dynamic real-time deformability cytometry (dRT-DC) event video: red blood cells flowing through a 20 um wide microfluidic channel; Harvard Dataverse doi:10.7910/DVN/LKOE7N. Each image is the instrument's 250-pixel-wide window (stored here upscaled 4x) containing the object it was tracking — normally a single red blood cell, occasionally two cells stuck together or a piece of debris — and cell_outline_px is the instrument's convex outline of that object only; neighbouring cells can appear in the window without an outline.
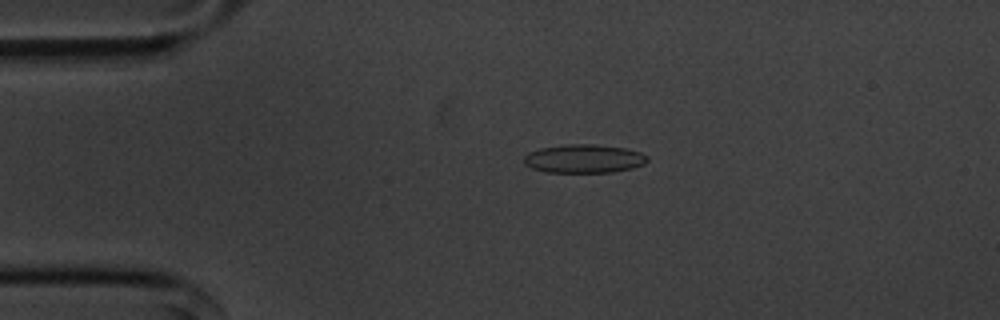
{"species": "common noctule bat (a hibernating species)", "species_latin": "Nyctalus noctula", "temperature_condition": "cold", "stored_images_in_passage": 47, "camera_frame_rate_fps": 3000, "um_per_image_px": 0.085, "animal": {"sex": "male", "body_mass_g": 20.1, "forearm_length_mm": 53.5}, "frame": {"image": 1, "passage_image": 3, "time_ms": 0.667, "image_size_px": [1000, 320], "cell_outline_px": [[648, 160], [644, 164], [632, 168], [612, 172], [544, 172], [532, 168], [524, 164], [524, 156], [528, 152], [540, 148], [568, 144], [592, 144], [624, 148], [640, 152], [648, 156]], "centroid_in_image_um": [49.62, 13.49], "position_along_channel_um": 35.4, "area_um2": 20.52}}
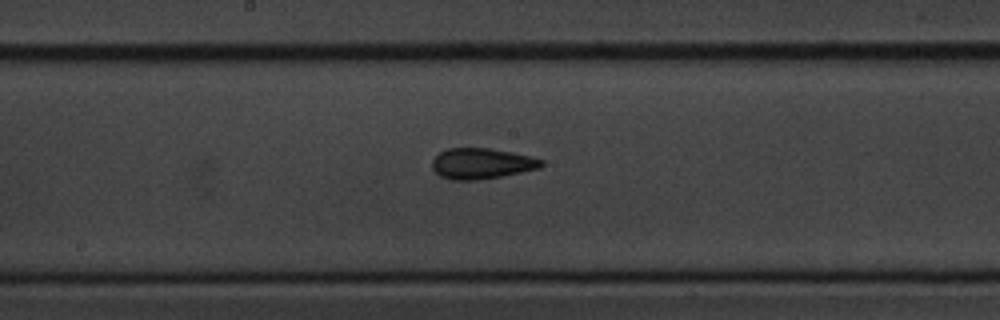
{"frame": {"image": 2, "passage_image": 20, "time_ms": 6.333, "image_size_px": [1000, 320], "cell_outline_px": [[544, 164], [540, 168], [500, 176], [476, 180], [452, 180], [440, 176], [432, 168], [432, 160], [440, 152], [448, 148], [488, 148], [512, 152], [544, 160]], "centroid_in_image_um": [40.92, 13.9], "position_along_channel_um": 207.3, "area_um2": 19.42}}
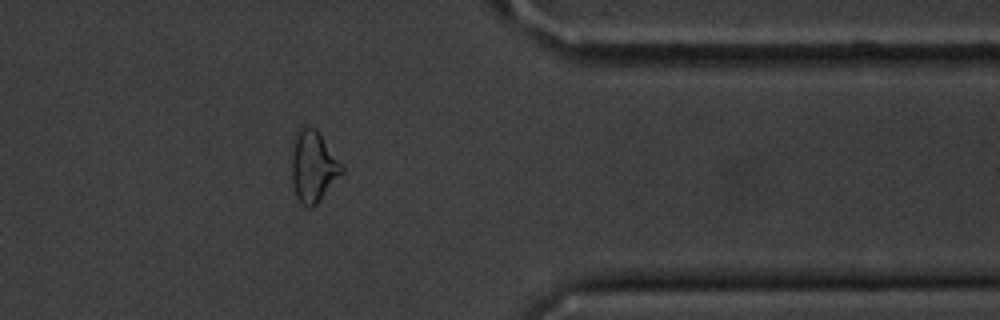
{"frame": {"image": 3, "passage_image": 36, "time_ms": 11.667, "image_size_px": [1000, 320], "cell_outline_px": [[344, 172], [316, 204], [312, 208], [308, 208], [296, 196], [292, 180], [292, 156], [296, 136], [304, 128], [316, 128], [344, 168]], "centroid_in_image_um": [26.65, 14.2], "position_along_channel_um": 384.8, "area_um2": 20.06}, "authors_computed_cell_mechanics": {"area_um2": 19.4786, "velocity_mm_per_s": 3.6055, "shape_relaxation_time_tau1_ms": 5.5004, "shape_relaxation_time_tau2_ms": 2.0175, "deformation_change_tau1": 0.1445, "deformation_change_tau2": 0.104}}